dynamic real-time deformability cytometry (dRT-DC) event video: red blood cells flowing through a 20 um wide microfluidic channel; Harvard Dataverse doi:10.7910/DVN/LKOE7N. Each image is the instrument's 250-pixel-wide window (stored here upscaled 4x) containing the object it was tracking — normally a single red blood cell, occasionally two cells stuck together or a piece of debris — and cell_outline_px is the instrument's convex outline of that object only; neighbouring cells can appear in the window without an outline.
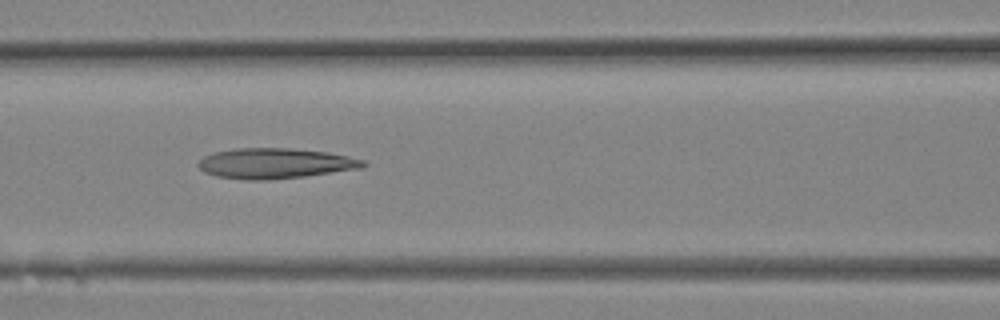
{"species": "Egyptian fruit bat (a non-hibernating species)", "species_latin": "Rousettus aegyptiacus", "temperature_condition": "room temperature", "stored_images_in_passage": 12, "camera_frame_rate_fps": 3000, "um_per_image_px": 0.085, "animal": {"sex": "female"}, "frame": {"image": 1, "passage_image": 9, "time_ms": 2.667, "image_size_px": [1000, 320], "cell_outline_px": [[368, 164], [364, 168], [304, 176], [264, 180], [248, 180], [216, 176], [204, 172], [196, 164], [204, 156], [216, 152], [236, 148], [292, 148], [328, 152], [348, 156], [364, 160]], "centroid_in_image_um": [23.41, 13.88], "position_along_channel_um": 143.2, "area_um2": 29.19}}
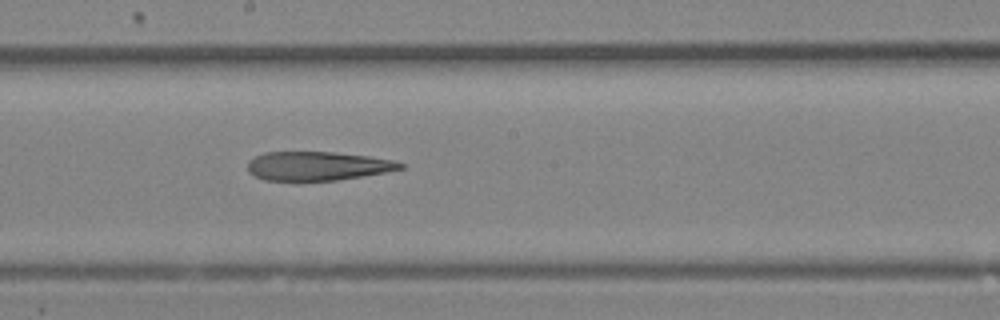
{"frame": {"image": 2, "passage_image": 12, "time_ms": 3.667, "image_size_px": [1000, 320], "cell_outline_px": [[404, 168], [384, 172], [336, 180], [264, 180], [248, 172], [248, 160], [264, 152], [336, 152], [368, 156], [396, 160], [404, 164]], "centroid_in_image_um": [26.99, 14.1], "position_along_channel_um": 221.2, "area_um2": 25.55}}